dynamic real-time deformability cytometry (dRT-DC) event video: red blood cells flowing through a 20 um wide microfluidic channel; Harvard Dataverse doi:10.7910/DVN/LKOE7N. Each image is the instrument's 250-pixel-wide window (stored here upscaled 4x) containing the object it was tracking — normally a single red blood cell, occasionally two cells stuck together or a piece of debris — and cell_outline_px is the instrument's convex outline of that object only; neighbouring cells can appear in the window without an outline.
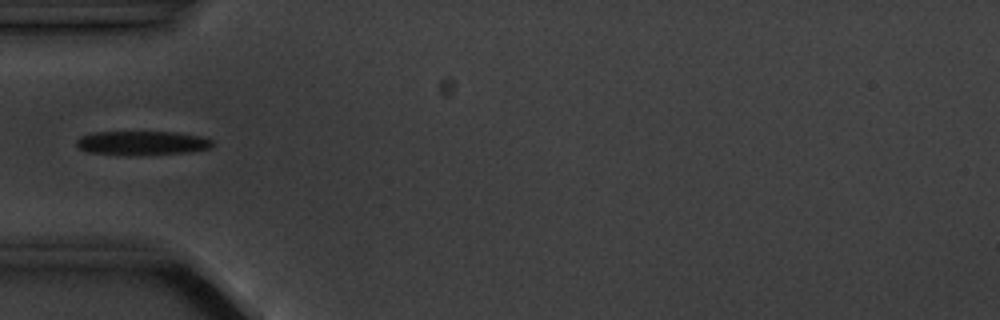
{"species": "common noctule bat (a hibernating species)", "species_latin": "Nyctalus noctula", "temperature_condition": "cold", "stored_images_in_passage": 6, "camera_frame_rate_fps": 3000, "um_per_image_px": 0.085, "animal": {"sex": "male", "body_mass_g": 20.1, "forearm_length_mm": 53.5}, "frame": {"image": 1, "passage_image": 6, "time_ms": 5.667, "image_size_px": [1000, 320], "cell_outline_px": [[212, 148], [192, 152], [136, 156], [128, 156], [88, 152], [80, 148], [76, 144], [76, 140], [80, 136], [96, 132], [176, 132], [200, 136], [212, 140]], "centroid_in_image_um": [12.09, 12.17], "position_along_channel_um": 72.9, "area_um2": 19.42}}